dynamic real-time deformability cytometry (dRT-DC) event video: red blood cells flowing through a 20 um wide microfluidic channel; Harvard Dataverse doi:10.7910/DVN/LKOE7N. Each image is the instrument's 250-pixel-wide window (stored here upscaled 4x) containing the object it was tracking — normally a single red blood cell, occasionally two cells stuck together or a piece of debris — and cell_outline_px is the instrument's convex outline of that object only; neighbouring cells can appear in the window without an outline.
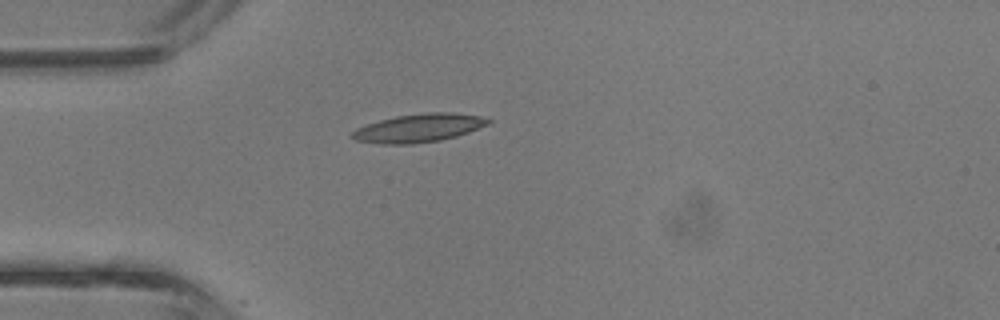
{"species": "common noctule bat (a hibernating species)", "species_latin": "Nyctalus noctula", "temperature_condition": "room temperature", "stored_images_in_passage": 23, "camera_frame_rate_fps": 3000, "um_per_image_px": 0.085, "animal": {"sex": "male", "body_mass_g": 13.3}, "frame": {"image": 1, "passage_image": 1, "time_ms": 0.0, "image_size_px": [1000, 320], "cell_outline_px": [[492, 120], [488, 124], [468, 132], [456, 136], [440, 140], [412, 144], [380, 144], [356, 140], [348, 136], [356, 128], [380, 120], [396, 116], [424, 112], [452, 112], [480, 116]], "centroid_in_image_um": [35.57, 10.88], "position_along_channel_um": 49.4, "area_um2": 22.43}}
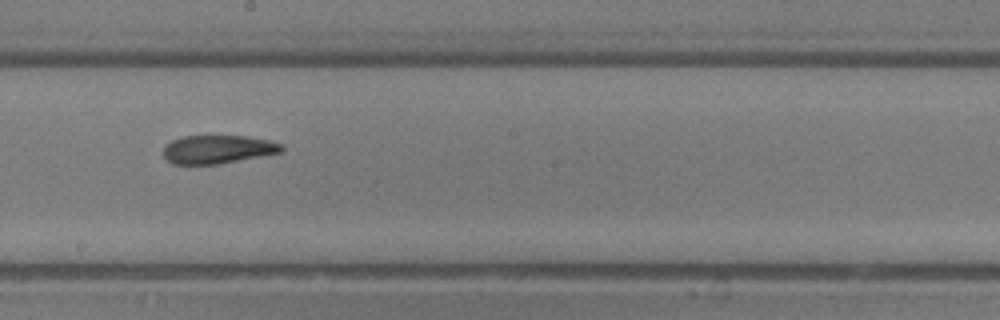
{"frame": {"image": 2, "passage_image": 13, "time_ms": 4.0, "image_size_px": [1000, 320], "cell_outline_px": [[284, 148], [280, 152], [216, 164], [172, 164], [164, 156], [164, 144], [172, 140], [184, 136], [244, 136], [268, 140], [280, 144]], "centroid_in_image_um": [18.45, 12.69], "position_along_channel_um": 229.8, "area_um2": 19.19}}
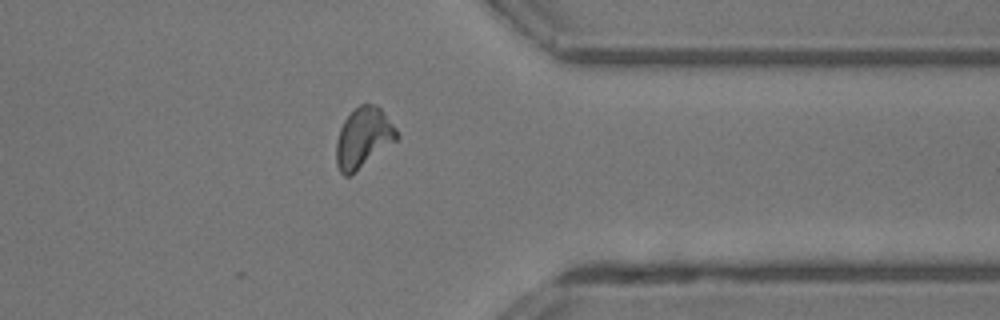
{"frame": {"image": 3, "passage_image": 23, "time_ms": 7.333, "image_size_px": [1000, 320], "cell_outline_px": [[400, 136], [396, 140], [352, 176], [344, 176], [340, 172], [336, 164], [336, 140], [340, 128], [344, 120], [360, 104], [376, 104], [380, 108], [396, 128]], "centroid_in_image_um": [30.87, 11.74], "position_along_channel_um": 380.5, "area_um2": 21.33}, "authors_computed_cell_mechanics": {"area_um2": 20.6346, "velocity_mm_per_s": 4.807, "shape_relaxation_time_tau1_ms": 7.2875, "shape_relaxation_time_tau2_ms": 2.9525, "deformation_change_tau1": 0.231, "deformation_change_tau2": 0.107}}